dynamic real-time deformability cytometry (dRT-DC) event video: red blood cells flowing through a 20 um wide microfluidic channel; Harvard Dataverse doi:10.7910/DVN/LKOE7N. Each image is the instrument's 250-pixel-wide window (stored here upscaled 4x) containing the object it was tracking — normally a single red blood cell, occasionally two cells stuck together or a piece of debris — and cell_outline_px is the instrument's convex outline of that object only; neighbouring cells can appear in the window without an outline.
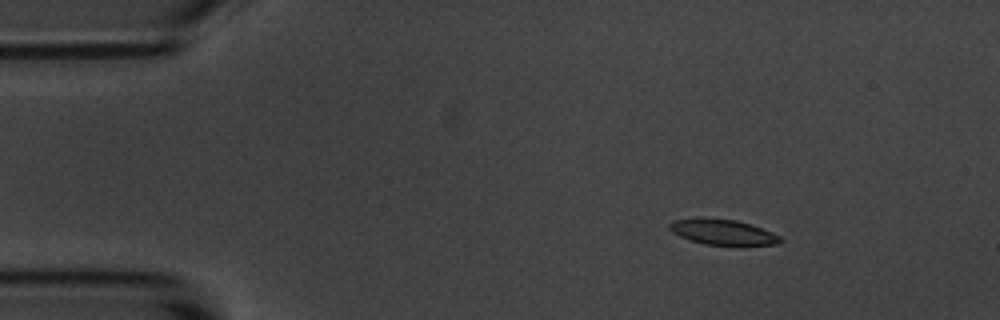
{"species": "common noctule bat (a hibernating species)", "species_latin": "Nyctalus noctula", "temperature_condition": "room temperature", "stored_images_in_passage": 10, "camera_frame_rate_fps": 3000, "um_per_image_px": 0.085, "animal": {"sex": "male", "body_mass_g": 20.1, "forearm_length_mm": 53.5}, "frame": {"image": 1, "passage_image": 2, "time_ms": 1.333, "image_size_px": [1000, 320], "cell_outline_px": [[784, 240], [780, 244], [740, 248], [704, 244], [688, 240], [672, 232], [668, 228], [668, 224], [672, 220], [696, 216], [704, 216], [736, 220], [772, 232], [780, 236]], "centroid_in_image_um": [61.44, 19.75], "position_along_channel_um": 23.6, "area_um2": 17.69}}
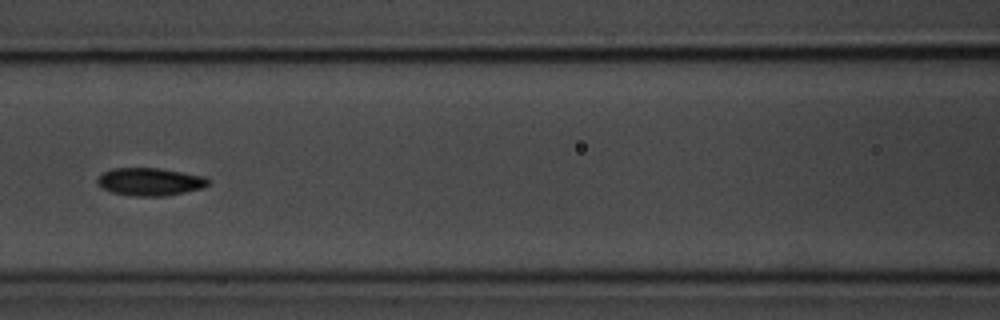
{"frame": {"image": 2, "passage_image": 7, "time_ms": 7.0, "image_size_px": [1000, 320], "cell_outline_px": [[212, 180], [204, 188], [164, 196], [132, 196], [112, 192], [100, 188], [96, 184], [96, 180], [100, 172], [112, 168], [160, 168], [204, 176]], "centroid_in_image_um": [12.7, 15.44], "position_along_channel_um": 153.9, "area_um2": 18.26}}
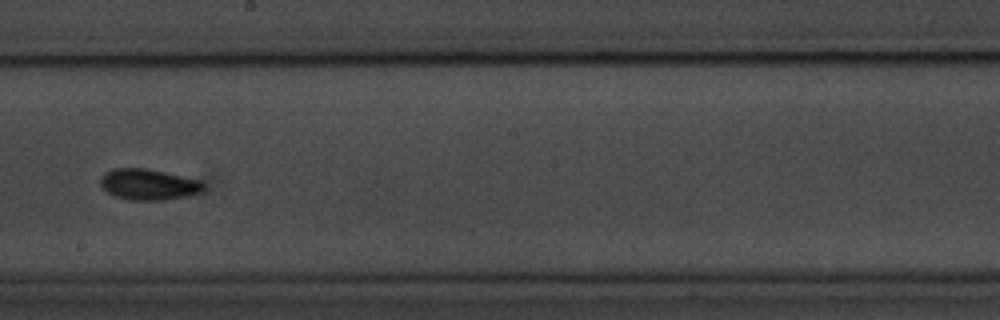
{"frame": {"image": 3, "passage_image": 9, "time_ms": 9.333, "image_size_px": [1000, 320], "cell_outline_px": [[204, 192], [188, 196], [164, 200], [128, 200], [116, 196], [108, 192], [100, 184], [100, 180], [112, 168], [144, 168], [164, 172], [200, 180], [204, 184]], "centroid_in_image_um": [12.68, 15.69], "position_along_channel_um": 235.5, "area_um2": 18.5}}